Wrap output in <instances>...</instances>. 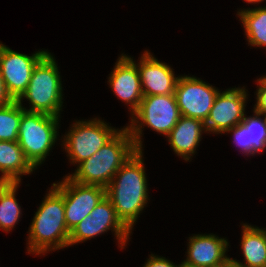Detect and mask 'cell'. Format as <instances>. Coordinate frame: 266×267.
I'll return each instance as SVG.
<instances>
[{
    "instance_id": "6da1fadb",
    "label": "cell",
    "mask_w": 266,
    "mask_h": 267,
    "mask_svg": "<svg viewBox=\"0 0 266 267\" xmlns=\"http://www.w3.org/2000/svg\"><path fill=\"white\" fill-rule=\"evenodd\" d=\"M142 151L136 150L106 187V197L116 216L130 231L149 197Z\"/></svg>"
},
{
    "instance_id": "7a4b0ae2",
    "label": "cell",
    "mask_w": 266,
    "mask_h": 267,
    "mask_svg": "<svg viewBox=\"0 0 266 267\" xmlns=\"http://www.w3.org/2000/svg\"><path fill=\"white\" fill-rule=\"evenodd\" d=\"M28 253L45 254L69 246L63 192L53 183L35 213L28 233Z\"/></svg>"
},
{
    "instance_id": "3957f363",
    "label": "cell",
    "mask_w": 266,
    "mask_h": 267,
    "mask_svg": "<svg viewBox=\"0 0 266 267\" xmlns=\"http://www.w3.org/2000/svg\"><path fill=\"white\" fill-rule=\"evenodd\" d=\"M130 131L122 128L94 155L81 162L68 176L77 183L106 188L120 167L136 151Z\"/></svg>"
},
{
    "instance_id": "277c9868",
    "label": "cell",
    "mask_w": 266,
    "mask_h": 267,
    "mask_svg": "<svg viewBox=\"0 0 266 267\" xmlns=\"http://www.w3.org/2000/svg\"><path fill=\"white\" fill-rule=\"evenodd\" d=\"M57 63L48 52L35 66L27 90L18 99L29 100L26 111L41 112L60 117L62 111V83Z\"/></svg>"
},
{
    "instance_id": "5b68a950",
    "label": "cell",
    "mask_w": 266,
    "mask_h": 267,
    "mask_svg": "<svg viewBox=\"0 0 266 267\" xmlns=\"http://www.w3.org/2000/svg\"><path fill=\"white\" fill-rule=\"evenodd\" d=\"M59 118L41 112L26 111L22 106L17 142L35 168L45 161L57 140Z\"/></svg>"
},
{
    "instance_id": "8992f818",
    "label": "cell",
    "mask_w": 266,
    "mask_h": 267,
    "mask_svg": "<svg viewBox=\"0 0 266 267\" xmlns=\"http://www.w3.org/2000/svg\"><path fill=\"white\" fill-rule=\"evenodd\" d=\"M130 131L137 150L142 148V126L167 136L181 116L175 94L143 96L138 109L132 114ZM140 120V121H139Z\"/></svg>"
},
{
    "instance_id": "52a82bcc",
    "label": "cell",
    "mask_w": 266,
    "mask_h": 267,
    "mask_svg": "<svg viewBox=\"0 0 266 267\" xmlns=\"http://www.w3.org/2000/svg\"><path fill=\"white\" fill-rule=\"evenodd\" d=\"M75 122L63 137V148L72 164L87 160L120 131L97 118Z\"/></svg>"
},
{
    "instance_id": "ba28073f",
    "label": "cell",
    "mask_w": 266,
    "mask_h": 267,
    "mask_svg": "<svg viewBox=\"0 0 266 267\" xmlns=\"http://www.w3.org/2000/svg\"><path fill=\"white\" fill-rule=\"evenodd\" d=\"M48 53L38 51L28 56L15 52L0 42V73L7 93L18 100L27 90L36 64Z\"/></svg>"
},
{
    "instance_id": "9c48e42d",
    "label": "cell",
    "mask_w": 266,
    "mask_h": 267,
    "mask_svg": "<svg viewBox=\"0 0 266 267\" xmlns=\"http://www.w3.org/2000/svg\"><path fill=\"white\" fill-rule=\"evenodd\" d=\"M54 184L63 192L65 220L70 231L84 220L106 196V188L80 184L69 176Z\"/></svg>"
},
{
    "instance_id": "30bf717a",
    "label": "cell",
    "mask_w": 266,
    "mask_h": 267,
    "mask_svg": "<svg viewBox=\"0 0 266 267\" xmlns=\"http://www.w3.org/2000/svg\"><path fill=\"white\" fill-rule=\"evenodd\" d=\"M218 92L205 81L186 75L179 76L174 94L182 116L205 123Z\"/></svg>"
},
{
    "instance_id": "8fae6325",
    "label": "cell",
    "mask_w": 266,
    "mask_h": 267,
    "mask_svg": "<svg viewBox=\"0 0 266 267\" xmlns=\"http://www.w3.org/2000/svg\"><path fill=\"white\" fill-rule=\"evenodd\" d=\"M246 98L245 88L235 87L219 91L205 121L206 132L222 134L240 124L245 116Z\"/></svg>"
},
{
    "instance_id": "7c38bea8",
    "label": "cell",
    "mask_w": 266,
    "mask_h": 267,
    "mask_svg": "<svg viewBox=\"0 0 266 267\" xmlns=\"http://www.w3.org/2000/svg\"><path fill=\"white\" fill-rule=\"evenodd\" d=\"M121 55L115 63L108 83L116 96L129 104L133 114L143 98L140 75L135 61L129 56Z\"/></svg>"
},
{
    "instance_id": "4fadbf2b",
    "label": "cell",
    "mask_w": 266,
    "mask_h": 267,
    "mask_svg": "<svg viewBox=\"0 0 266 267\" xmlns=\"http://www.w3.org/2000/svg\"><path fill=\"white\" fill-rule=\"evenodd\" d=\"M137 68L140 75L143 96L174 94L178 77L166 63L158 61L145 51Z\"/></svg>"
},
{
    "instance_id": "5bb4252c",
    "label": "cell",
    "mask_w": 266,
    "mask_h": 267,
    "mask_svg": "<svg viewBox=\"0 0 266 267\" xmlns=\"http://www.w3.org/2000/svg\"><path fill=\"white\" fill-rule=\"evenodd\" d=\"M187 258L183 262L197 267H226L230 257L226 256L229 246L225 238L213 234H198L189 237Z\"/></svg>"
},
{
    "instance_id": "9a60e30c",
    "label": "cell",
    "mask_w": 266,
    "mask_h": 267,
    "mask_svg": "<svg viewBox=\"0 0 266 267\" xmlns=\"http://www.w3.org/2000/svg\"><path fill=\"white\" fill-rule=\"evenodd\" d=\"M203 131H206L203 121L181 115L166 137L174 152L185 161H189L195 154L196 147L199 146Z\"/></svg>"
},
{
    "instance_id": "2e32d148",
    "label": "cell",
    "mask_w": 266,
    "mask_h": 267,
    "mask_svg": "<svg viewBox=\"0 0 266 267\" xmlns=\"http://www.w3.org/2000/svg\"><path fill=\"white\" fill-rule=\"evenodd\" d=\"M242 230L240 244L245 261L230 262L239 267H266V229L243 224Z\"/></svg>"
},
{
    "instance_id": "e0dca14e",
    "label": "cell",
    "mask_w": 266,
    "mask_h": 267,
    "mask_svg": "<svg viewBox=\"0 0 266 267\" xmlns=\"http://www.w3.org/2000/svg\"><path fill=\"white\" fill-rule=\"evenodd\" d=\"M35 169L17 141H0V172L8 180L21 183V175Z\"/></svg>"
},
{
    "instance_id": "ac0fdd59",
    "label": "cell",
    "mask_w": 266,
    "mask_h": 267,
    "mask_svg": "<svg viewBox=\"0 0 266 267\" xmlns=\"http://www.w3.org/2000/svg\"><path fill=\"white\" fill-rule=\"evenodd\" d=\"M90 215L97 223V236L110 229L115 233L121 249L126 246V242L132 231L116 216L115 209L106 196L91 211Z\"/></svg>"
},
{
    "instance_id": "d6986e66",
    "label": "cell",
    "mask_w": 266,
    "mask_h": 267,
    "mask_svg": "<svg viewBox=\"0 0 266 267\" xmlns=\"http://www.w3.org/2000/svg\"><path fill=\"white\" fill-rule=\"evenodd\" d=\"M248 44L266 47V6L238 11Z\"/></svg>"
},
{
    "instance_id": "ffe728a7",
    "label": "cell",
    "mask_w": 266,
    "mask_h": 267,
    "mask_svg": "<svg viewBox=\"0 0 266 267\" xmlns=\"http://www.w3.org/2000/svg\"><path fill=\"white\" fill-rule=\"evenodd\" d=\"M20 182H11L0 193V229L3 231H10L19 221L21 213V206L16 200V190Z\"/></svg>"
},
{
    "instance_id": "44dd1931",
    "label": "cell",
    "mask_w": 266,
    "mask_h": 267,
    "mask_svg": "<svg viewBox=\"0 0 266 267\" xmlns=\"http://www.w3.org/2000/svg\"><path fill=\"white\" fill-rule=\"evenodd\" d=\"M22 105L18 100H13L0 107V141H18Z\"/></svg>"
},
{
    "instance_id": "7402d4cb",
    "label": "cell",
    "mask_w": 266,
    "mask_h": 267,
    "mask_svg": "<svg viewBox=\"0 0 266 267\" xmlns=\"http://www.w3.org/2000/svg\"><path fill=\"white\" fill-rule=\"evenodd\" d=\"M254 116H244L241 122L247 128L248 144L252 145V155L259 153L266 148V117L254 112ZM261 117V118H260Z\"/></svg>"
},
{
    "instance_id": "603a6c76",
    "label": "cell",
    "mask_w": 266,
    "mask_h": 267,
    "mask_svg": "<svg viewBox=\"0 0 266 267\" xmlns=\"http://www.w3.org/2000/svg\"><path fill=\"white\" fill-rule=\"evenodd\" d=\"M95 236H97V223L89 214L70 231L69 246L85 242Z\"/></svg>"
},
{
    "instance_id": "cb8c5ba5",
    "label": "cell",
    "mask_w": 266,
    "mask_h": 267,
    "mask_svg": "<svg viewBox=\"0 0 266 267\" xmlns=\"http://www.w3.org/2000/svg\"><path fill=\"white\" fill-rule=\"evenodd\" d=\"M230 132L233 134L234 143L242 150L241 152L245 155H252V145L248 144L247 128L240 123L226 131V133Z\"/></svg>"
},
{
    "instance_id": "d4e9b609",
    "label": "cell",
    "mask_w": 266,
    "mask_h": 267,
    "mask_svg": "<svg viewBox=\"0 0 266 267\" xmlns=\"http://www.w3.org/2000/svg\"><path fill=\"white\" fill-rule=\"evenodd\" d=\"M259 87L256 92V104L254 106V112L262 115H266V76H263L257 80Z\"/></svg>"
},
{
    "instance_id": "484cf974",
    "label": "cell",
    "mask_w": 266,
    "mask_h": 267,
    "mask_svg": "<svg viewBox=\"0 0 266 267\" xmlns=\"http://www.w3.org/2000/svg\"><path fill=\"white\" fill-rule=\"evenodd\" d=\"M143 267H180L179 265H174L173 262L166 259L165 257H158L151 254L147 262H145Z\"/></svg>"
},
{
    "instance_id": "4316f807",
    "label": "cell",
    "mask_w": 266,
    "mask_h": 267,
    "mask_svg": "<svg viewBox=\"0 0 266 267\" xmlns=\"http://www.w3.org/2000/svg\"><path fill=\"white\" fill-rule=\"evenodd\" d=\"M12 101H13V99L7 93V90H6L5 85H4V81L2 79V75L0 73V107L9 104Z\"/></svg>"
},
{
    "instance_id": "83f0119b",
    "label": "cell",
    "mask_w": 266,
    "mask_h": 267,
    "mask_svg": "<svg viewBox=\"0 0 266 267\" xmlns=\"http://www.w3.org/2000/svg\"><path fill=\"white\" fill-rule=\"evenodd\" d=\"M11 183L4 175L0 177V193Z\"/></svg>"
},
{
    "instance_id": "f1b7e54d",
    "label": "cell",
    "mask_w": 266,
    "mask_h": 267,
    "mask_svg": "<svg viewBox=\"0 0 266 267\" xmlns=\"http://www.w3.org/2000/svg\"><path fill=\"white\" fill-rule=\"evenodd\" d=\"M245 2H248V3H259V2H262L264 0H244Z\"/></svg>"
},
{
    "instance_id": "f546056e",
    "label": "cell",
    "mask_w": 266,
    "mask_h": 267,
    "mask_svg": "<svg viewBox=\"0 0 266 267\" xmlns=\"http://www.w3.org/2000/svg\"><path fill=\"white\" fill-rule=\"evenodd\" d=\"M180 267H197V266H192V265L186 264L185 262H182L180 264Z\"/></svg>"
},
{
    "instance_id": "4dcf8cb0",
    "label": "cell",
    "mask_w": 266,
    "mask_h": 267,
    "mask_svg": "<svg viewBox=\"0 0 266 267\" xmlns=\"http://www.w3.org/2000/svg\"><path fill=\"white\" fill-rule=\"evenodd\" d=\"M226 267H239V266H236L235 264H233L232 262H229L228 265Z\"/></svg>"
}]
</instances>
